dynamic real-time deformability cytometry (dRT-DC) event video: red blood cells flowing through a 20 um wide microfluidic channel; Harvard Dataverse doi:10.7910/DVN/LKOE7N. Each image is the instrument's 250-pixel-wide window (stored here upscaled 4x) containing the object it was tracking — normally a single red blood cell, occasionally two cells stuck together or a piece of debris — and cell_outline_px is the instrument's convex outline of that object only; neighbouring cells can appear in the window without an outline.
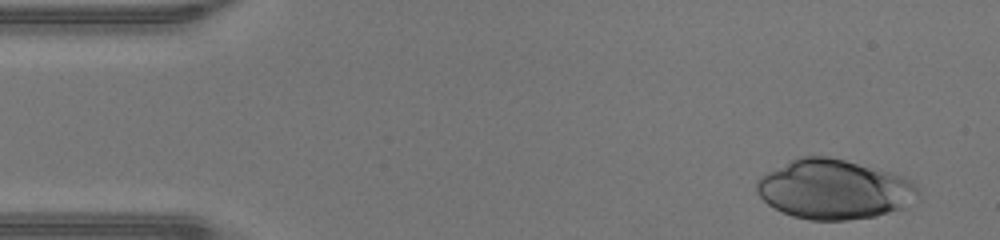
{"species": "human", "species_latin": "Homo sapiens", "temperature_condition": "warm", "stored_images_in_passage": 36, "camera_frame_rate_fps": 3000, "um_per_image_px": 0.085, "donor": {"sex": "male"}, "frame": {"image": 1, "passage_image": 1, "time_ms": 0.0, "image_size_px": [1000, 240], "cell_outline_px": [[920, 200], [904, 208], [876, 216], [848, 220], [808, 220], [792, 216], [768, 204], [756, 192], [756, 180], [760, 176], [800, 156], [828, 156], [892, 172], [904, 176], [912, 180], [920, 188]], "centroid_in_image_um": [70.97, 16.11], "position_along_channel_um": 14.0, "area_um2": 56.41}}
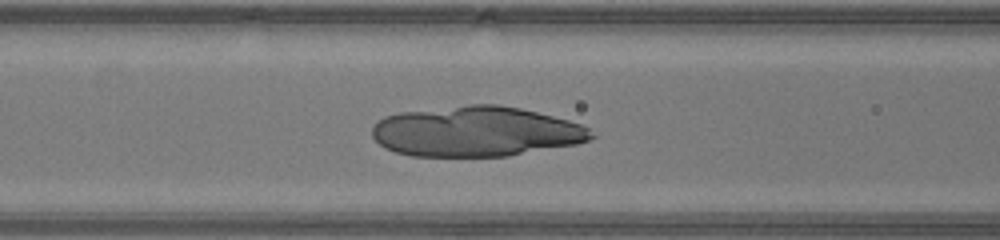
{"frame": {"image": 2, "passage_image": 16, "time_ms": 5.0, "image_size_px": [1000, 240], "cell_outline_px": [[596, 136], [588, 140], [576, 144], [508, 156], [412, 156], [396, 152], [384, 148], [372, 136], [372, 128], [384, 116], [400, 112], [468, 104], [496, 104], [520, 108], [568, 120], [580, 124], [588, 128]], "centroid_in_image_um": [40.45, 11.18], "position_along_channel_um": 126.2, "area_um2": 64.04}}
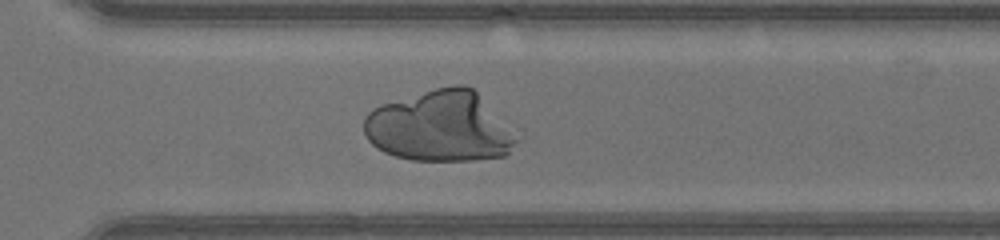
{"frame": {"image": 3, "passage_image": 30, "time_ms": 9.667, "image_size_px": [1000, 240], "cell_outline_px": [[524, 136], [504, 156], [472, 160], [412, 160], [396, 156], [384, 152], [376, 148], [364, 136], [364, 116], [372, 108], [380, 104], [436, 88], [456, 84], [464, 84], [472, 88]], "centroid_in_image_um": [37.46, 10.75], "position_along_channel_um": 333.1, "area_um2": 63.81}}